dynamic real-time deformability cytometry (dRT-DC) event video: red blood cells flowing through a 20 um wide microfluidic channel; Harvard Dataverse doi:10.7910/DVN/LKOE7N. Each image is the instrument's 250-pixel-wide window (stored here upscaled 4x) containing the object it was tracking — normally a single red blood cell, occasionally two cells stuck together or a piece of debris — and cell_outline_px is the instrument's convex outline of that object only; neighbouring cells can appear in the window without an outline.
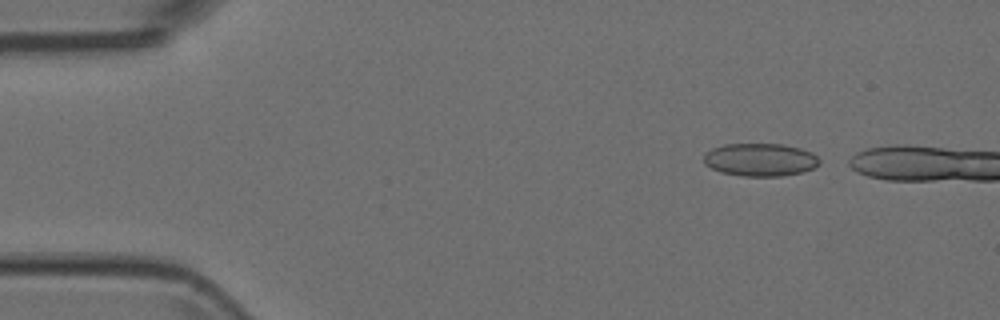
{"species": "Egyptian fruit bat (a non-hibernating species)", "species_latin": "Rousettus aegyptiacus", "temperature_condition": "room temperature", "stored_images_in_passage": 2, "camera_frame_rate_fps": 3000, "um_per_image_px": 0.085, "animal": {"sex": "female"}, "frame": {"image": 1, "passage_image": 1, "time_ms": 0.0, "image_size_px": [1000, 320], "cell_outline_px": [[820, 164], [816, 168], [800, 172], [780, 176], [744, 176], [720, 172], [704, 164], [704, 152], [712, 148], [724, 144], [780, 144], [800, 148], [812, 152], [820, 160]], "centroid_in_image_um": [64.61, 13.57], "position_along_channel_um": 20.4, "area_um2": 22.25}}